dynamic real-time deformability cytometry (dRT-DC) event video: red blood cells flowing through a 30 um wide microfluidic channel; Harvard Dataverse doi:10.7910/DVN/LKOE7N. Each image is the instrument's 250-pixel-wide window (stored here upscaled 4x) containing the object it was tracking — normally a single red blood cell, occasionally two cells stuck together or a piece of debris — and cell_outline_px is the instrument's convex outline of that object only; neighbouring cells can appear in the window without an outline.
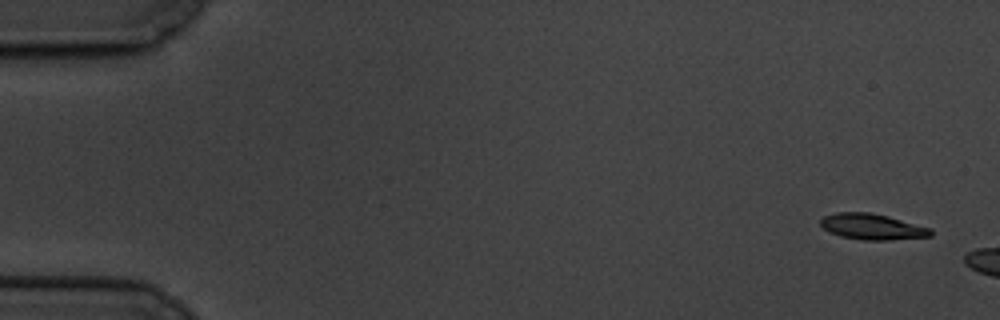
{"species": "common noctule bat (a hibernating species)", "species_latin": "Nyctalus noctula", "temperature_condition": "cold", "stored_images_in_passage": 3, "camera_frame_rate_fps": 3000, "um_per_image_px": 0.085, "animal": {"sex": "male", "body_mass_g": 19.5, "forearm_length_mm": 54.6}, "frame": {"image": 1, "passage_image": 1, "time_ms": 0.0, "image_size_px": [1000, 320], "cell_outline_px": [[932, 236], [892, 240], [864, 240], [840, 236], [824, 228], [820, 224], [820, 220], [824, 216], [836, 212], [868, 212], [888, 216], [932, 228]], "centroid_in_image_um": [74.17, 19.27], "position_along_channel_um": 10.8, "area_um2": 16.59}}